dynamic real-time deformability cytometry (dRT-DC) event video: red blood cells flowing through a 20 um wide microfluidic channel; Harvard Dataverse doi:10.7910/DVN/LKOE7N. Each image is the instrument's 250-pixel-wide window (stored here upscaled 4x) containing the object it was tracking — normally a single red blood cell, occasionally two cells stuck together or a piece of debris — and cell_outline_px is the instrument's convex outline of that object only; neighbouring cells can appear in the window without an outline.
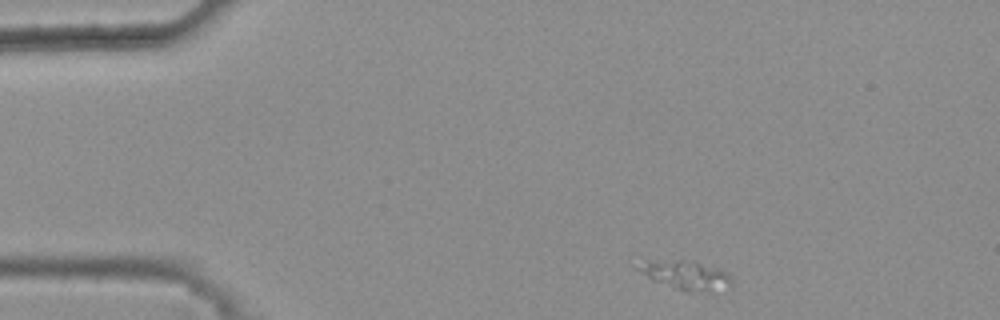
{"species": "common noctule bat (a hibernating species)", "species_latin": "Nyctalus noctula", "temperature_condition": "warm", "stored_images_in_passage": 37, "camera_frame_rate_fps": 3000, "um_per_image_px": 0.085, "animal": {"sex": "female", "body_mass_g": 25.1}, "frame": {"image": 1, "passage_image": 1, "time_ms": 0.0, "image_size_px": [1000, 320], "cell_outline_px": [[732, 288], [708, 292], [684, 292], [652, 280], [636, 268], [648, 260], [692, 260], [720, 268], [732, 280]], "centroid_in_image_um": [58.37, 23.41], "position_along_channel_um": 26.6, "area_um2": 16.01}}
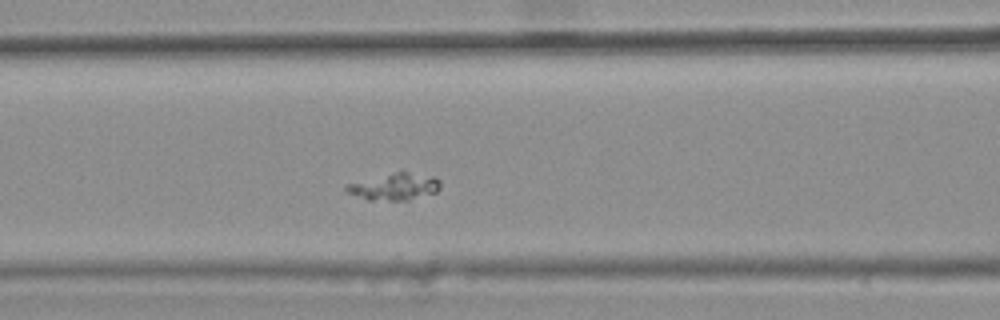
{"frame": {"image": 2, "passage_image": 15, "time_ms": 4.667, "image_size_px": [1000, 320], "cell_outline_px": [[440, 188], [436, 192], [408, 200], [368, 200], [344, 192], [344, 188], [348, 184], [396, 172], [404, 172], [432, 176], [440, 180]], "centroid_in_image_um": [33.53, 15.89], "position_along_channel_um": 133.1, "area_um2": 14.39}}
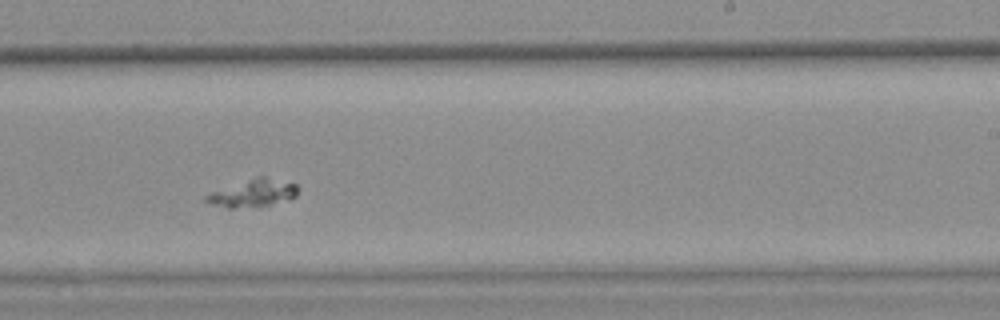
{"frame": {"image": 3, "passage_image": 26, "time_ms": 8.333, "image_size_px": [1000, 320], "cell_outline_px": [[296, 196], [288, 200], [268, 204], [232, 208], [228, 208], [208, 204], [204, 200], [204, 196], [212, 192], [256, 176], [264, 176], [296, 184]], "centroid_in_image_um": [21.46, 16.41], "position_along_channel_um": 267.5, "area_um2": 14.33}}